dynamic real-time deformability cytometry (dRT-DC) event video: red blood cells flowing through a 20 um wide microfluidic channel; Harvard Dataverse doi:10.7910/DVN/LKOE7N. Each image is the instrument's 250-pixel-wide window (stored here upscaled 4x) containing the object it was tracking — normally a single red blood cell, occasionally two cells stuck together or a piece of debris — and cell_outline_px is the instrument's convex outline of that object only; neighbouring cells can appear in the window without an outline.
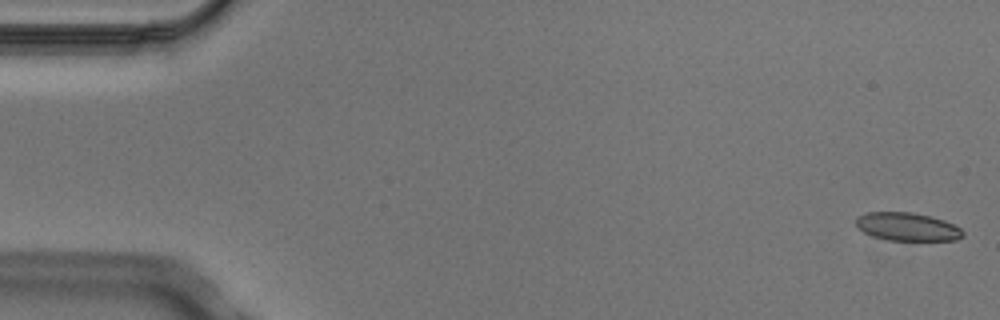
{"species": "Egyptian fruit bat (a non-hibernating species)", "species_latin": "Rousettus aegyptiacus", "temperature_condition": "cold", "stored_images_in_passage": 4, "camera_frame_rate_fps": 3000, "um_per_image_px": 0.085, "animal": {"sex": "male"}, "frame": {"image": 1, "passage_image": 1, "time_ms": 0.0, "image_size_px": [1000, 320], "cell_outline_px": [[964, 236], [956, 240], [888, 240], [872, 236], [864, 232], [856, 224], [856, 216], [868, 212], [912, 212], [944, 220], [960, 228], [964, 232]], "centroid_in_image_um": [77.12, 19.27], "position_along_channel_um": 7.9, "area_um2": 17.46}}